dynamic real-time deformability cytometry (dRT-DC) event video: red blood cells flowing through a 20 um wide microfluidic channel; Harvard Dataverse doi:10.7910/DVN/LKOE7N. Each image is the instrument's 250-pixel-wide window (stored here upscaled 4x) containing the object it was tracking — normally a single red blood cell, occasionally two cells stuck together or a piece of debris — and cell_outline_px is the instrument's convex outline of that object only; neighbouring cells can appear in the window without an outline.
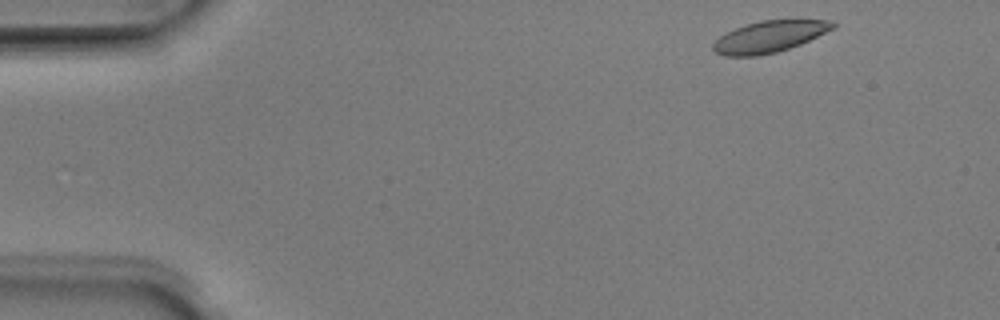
{"species": "Egyptian fruit bat (a non-hibernating species)", "species_latin": "Rousettus aegyptiacus", "temperature_condition": "room temperature", "stored_images_in_passage": 47, "camera_frame_rate_fps": 3000, "um_per_image_px": 0.085, "animal": {"sex": "male"}, "frame": {"image": 1, "passage_image": 2, "time_ms": 0.333, "image_size_px": [1000, 320], "cell_outline_px": [[836, 28], [800, 44], [776, 52], [756, 56], [724, 56], [716, 52], [712, 48], [712, 44], [720, 36], [744, 24], [760, 20], [828, 20], [836, 24]], "centroid_in_image_um": [65.39, 3.11], "position_along_channel_um": 19.6, "area_um2": 21.85}}
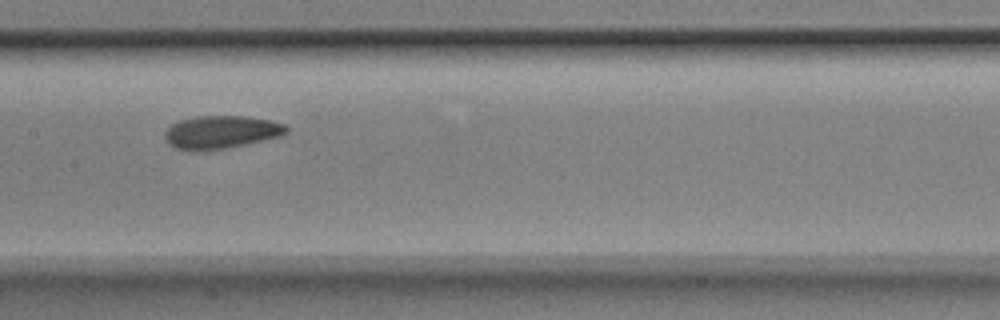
{"frame": {"image": 2, "passage_image": 22, "time_ms": 7.0, "image_size_px": [1000, 320], "cell_outline_px": [[288, 132], [280, 136], [244, 144], [224, 148], [176, 148], [168, 144], [164, 136], [164, 132], [172, 124], [180, 120], [196, 116], [244, 116], [268, 120], [284, 124], [288, 128]], "centroid_in_image_um": [18.8, 11.19], "position_along_channel_um": 188.6, "area_um2": 22.54}}
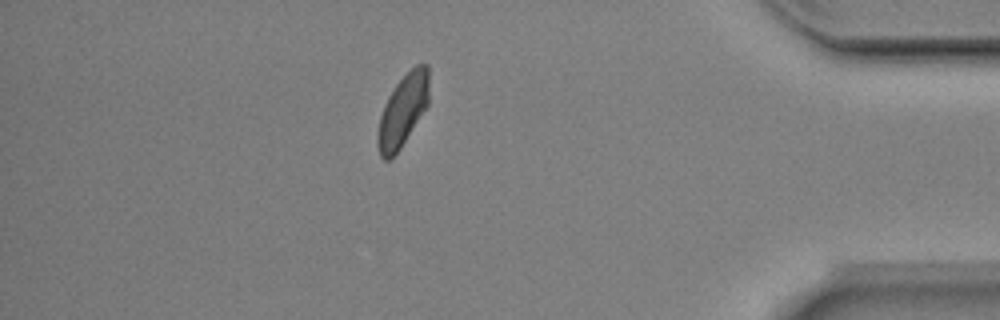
{"frame": {"image": 3, "passage_image": 41, "time_ms": 13.333, "image_size_px": [1000, 320], "cell_outline_px": [[428, 104], [400, 148], [388, 160], [384, 160], [380, 156], [376, 144], [376, 136], [380, 116], [384, 104], [388, 96], [396, 84], [416, 64], [428, 64]], "centroid_in_image_um": [34.21, 9.41], "position_along_channel_um": 401.0, "area_um2": 21.21}, "authors_computed_cell_mechanics": {"area_um2": 22.542, "velocity_mm_per_s": 3.9555, "shape_relaxation_time_tau1_ms": 2.8247, "shape_relaxation_time_tau2_ms": 3.2822, "deformation_change_tau1": 0.101, "deformation_change_tau2": 0.0604}}